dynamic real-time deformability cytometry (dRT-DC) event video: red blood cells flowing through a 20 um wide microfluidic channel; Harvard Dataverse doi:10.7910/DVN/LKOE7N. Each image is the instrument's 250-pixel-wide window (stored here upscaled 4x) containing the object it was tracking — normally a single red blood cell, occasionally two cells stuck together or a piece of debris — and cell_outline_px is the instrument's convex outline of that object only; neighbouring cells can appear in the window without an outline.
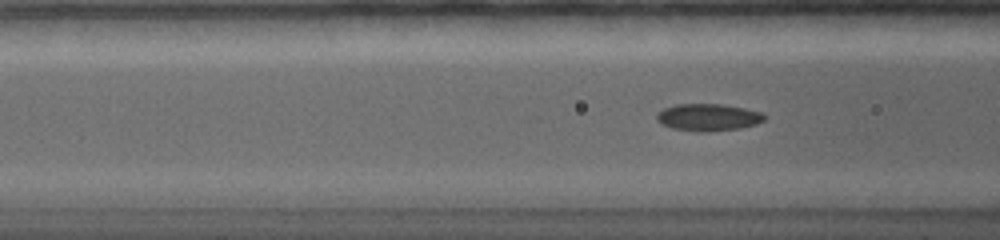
{"species": "common noctule bat (a hibernating species)", "species_latin": "Nyctalus noctula", "temperature_condition": "warm", "stored_images_in_passage": 86, "camera_frame_rate_fps": 5000, "um_per_image_px": 0.085, "animal": {"sex": "female", "body_mass_g": 19.0, "forearm_length_mm": 56.7}, "frame": {"image": 1, "passage_image": 27, "time_ms": 4.4, "image_size_px": [1000, 240], "cell_outline_px": [[768, 116], [764, 120], [756, 124], [740, 128], [712, 132], [696, 132], [672, 128], [660, 124], [656, 120], [656, 112], [664, 108], [676, 104], [724, 104], [744, 108], [760, 112]], "centroid_in_image_um": [60.17, 9.98], "position_along_channel_um": 106.4, "area_um2": 17.34}}
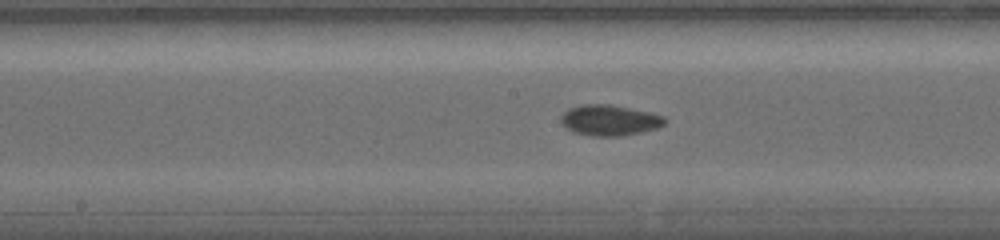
{"frame": {"image": 2, "passage_image": 38, "time_ms": 6.8, "image_size_px": [1000, 240], "cell_outline_px": [[668, 120], [660, 128], [644, 132], [624, 136], [588, 136], [572, 132], [560, 120], [564, 112], [568, 108], [584, 104], [608, 104], [648, 112], [664, 116]], "centroid_in_image_um": [51.85, 10.24], "position_along_channel_um": 196.4, "area_um2": 18.73}}
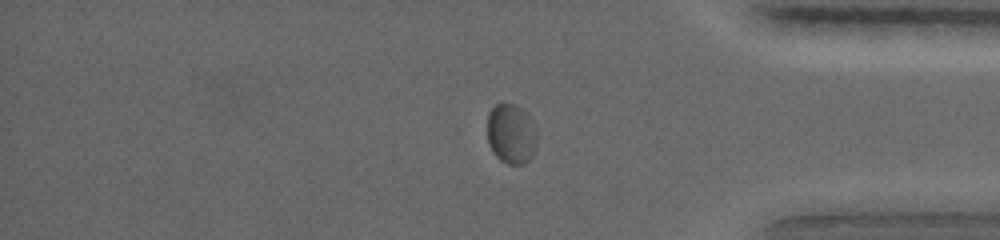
{"frame": {"image": 3, "passage_image": 75, "time_ms": 12.4, "image_size_px": [1000, 240], "cell_outline_px": [[536, 148], [532, 156], [524, 164], [508, 164], [500, 160], [492, 152], [488, 144], [488, 112], [496, 104], [512, 104], [520, 108], [532, 120], [536, 132]], "centroid_in_image_um": [43.44, 11.4], "position_along_channel_um": 391.8, "area_um2": 17.34}, "authors_computed_cell_mechanics": {"area_um2": 17.5712, "velocity_mm_per_s": 3.7681, "shape_relaxation_time_tau1_ms": 3.9796, "shape_relaxation_time_tau2_ms": null, "deformation_change_tau1": 0.108, "deformation_change_tau2": null}}